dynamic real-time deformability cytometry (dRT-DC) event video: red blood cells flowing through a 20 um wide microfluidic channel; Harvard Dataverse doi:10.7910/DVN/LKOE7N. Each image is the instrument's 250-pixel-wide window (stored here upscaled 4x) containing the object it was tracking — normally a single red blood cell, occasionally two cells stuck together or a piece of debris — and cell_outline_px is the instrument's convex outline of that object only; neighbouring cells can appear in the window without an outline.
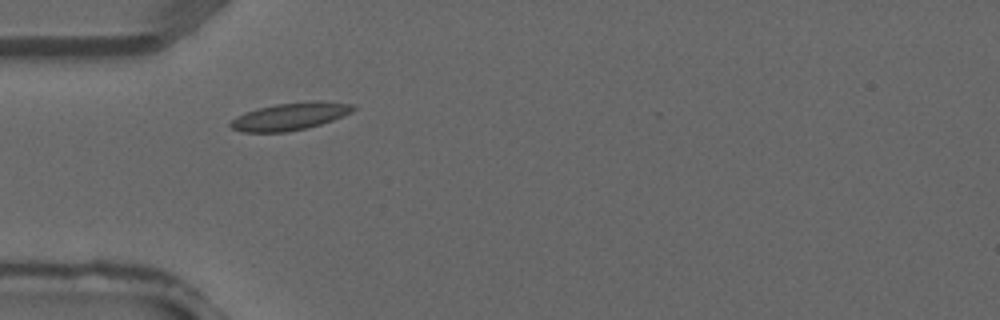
{"species": "common noctule bat (a hibernating species)", "species_latin": "Nyctalus noctula", "temperature_condition": "warm", "stored_images_in_passage": 1, "camera_frame_rate_fps": 3000, "um_per_image_px": 0.085, "animal": {"sex": "male", "forearm_length_mm": 52.5}, "frame": {"image": 1, "passage_image": 1, "time_ms": 0.0, "image_size_px": [1000, 320], "cell_outline_px": [[356, 108], [352, 112], [332, 120], [320, 124], [288, 132], [240, 132], [232, 128], [228, 124], [236, 116], [244, 112], [276, 104], [312, 100], [320, 100], [356, 104]], "centroid_in_image_um": [24.67, 9.88], "position_along_channel_um": 60.3, "area_um2": 19.71}}